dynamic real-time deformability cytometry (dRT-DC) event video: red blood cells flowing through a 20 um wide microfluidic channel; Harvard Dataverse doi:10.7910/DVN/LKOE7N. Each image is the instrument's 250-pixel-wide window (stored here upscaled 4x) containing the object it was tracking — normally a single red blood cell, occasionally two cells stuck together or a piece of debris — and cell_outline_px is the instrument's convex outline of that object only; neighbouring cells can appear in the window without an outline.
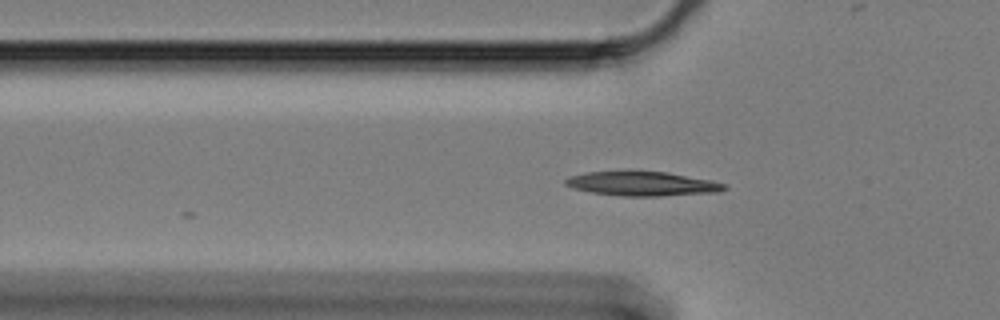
{"species": "Egyptian fruit bat (a non-hibernating species)", "species_latin": "Rousettus aegyptiacus", "temperature_condition": "cold", "stored_images_in_passage": 16, "camera_frame_rate_fps": 3000, "um_per_image_px": 0.085, "animal": {"sex": "female"}, "frame": {"image": 1, "passage_image": 4, "time_ms": 1.0, "image_size_px": [1000, 320], "cell_outline_px": [[728, 188], [720, 192], [660, 196], [624, 196], [592, 192], [572, 188], [564, 184], [564, 180], [568, 176], [584, 172], [668, 172], [712, 180], [728, 184]], "centroid_in_image_um": [54.63, 15.62], "position_along_channel_um": 71.2, "area_um2": 22.48}}
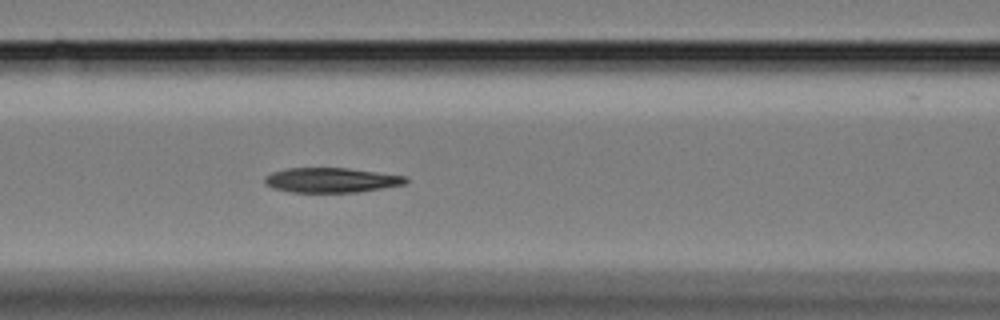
{"frame": {"image": 2, "passage_image": 10, "time_ms": 3.0, "image_size_px": [1000, 320], "cell_outline_px": [[408, 180], [404, 184], [356, 192], [292, 192], [272, 188], [264, 184], [264, 176], [272, 172], [288, 168], [348, 168], [408, 176]], "centroid_in_image_um": [28.12, 15.3], "position_along_channel_um": 138.5, "area_um2": 20.35}}
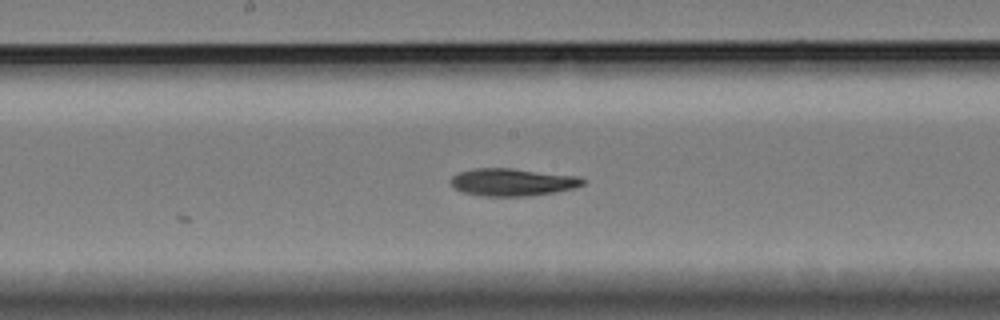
{"frame": {"image": 3, "passage_image": 16, "time_ms": 5.0, "image_size_px": [1000, 320], "cell_outline_px": [[584, 184], [572, 188], [556, 192], [528, 196], [480, 196], [464, 192], [452, 188], [452, 176], [460, 172], [472, 168], [512, 168], [580, 176], [584, 180]], "centroid_in_image_um": [43.56, 15.48], "position_along_channel_um": 204.6, "area_um2": 21.21}}